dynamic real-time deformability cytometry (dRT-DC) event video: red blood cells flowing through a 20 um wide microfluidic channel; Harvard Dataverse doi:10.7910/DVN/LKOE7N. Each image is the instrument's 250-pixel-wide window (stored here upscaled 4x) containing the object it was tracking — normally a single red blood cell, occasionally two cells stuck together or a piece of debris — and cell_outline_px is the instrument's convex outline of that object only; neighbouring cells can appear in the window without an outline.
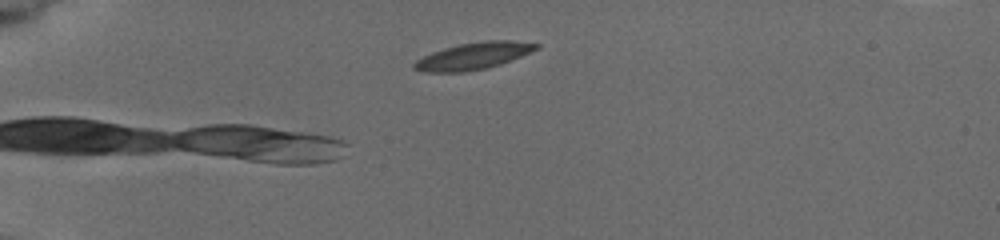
{"species": "common noctule bat (a hibernating species)", "species_latin": "Nyctalus noctula", "temperature_condition": "cold", "stored_images_in_passage": 7, "camera_frame_rate_fps": 3000, "um_per_image_px": 0.085, "animal": {"sex": "female", "body_mass_g": 19.5, "forearm_length_mm": 54.1}, "frame": {"image": 1, "passage_image": 7, "time_ms": 6.0, "image_size_px": [1000, 240], "cell_outline_px": [[540, 48], [500, 64], [484, 68], [464, 72], [424, 72], [412, 68], [412, 64], [416, 60], [432, 52], [444, 48], [460, 44], [484, 40], [512, 40], [540, 44]], "centroid_in_image_um": [40.23, 4.75], "position_along_channel_um": 44.8, "area_um2": 19.02}}